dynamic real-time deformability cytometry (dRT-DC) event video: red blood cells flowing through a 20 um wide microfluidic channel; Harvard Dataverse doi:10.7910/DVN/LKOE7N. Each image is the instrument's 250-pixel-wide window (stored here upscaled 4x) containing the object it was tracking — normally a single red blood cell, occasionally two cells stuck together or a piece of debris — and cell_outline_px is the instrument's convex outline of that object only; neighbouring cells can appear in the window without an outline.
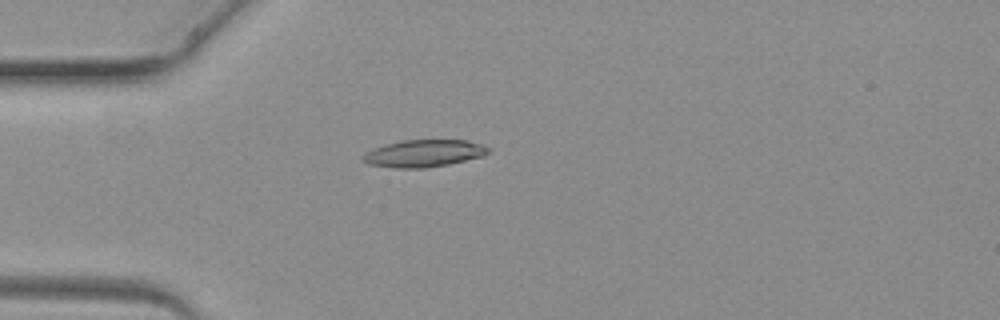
{"species": "common noctule bat (a hibernating species)", "species_latin": "Nyctalus noctula", "temperature_condition": "warm", "stored_images_in_passage": 3, "camera_frame_rate_fps": 3000, "um_per_image_px": 0.085, "animal": {"sex": "female", "body_mass_g": 19.3, "forearm_length_mm": 54.1}, "frame": {"image": 1, "passage_image": 3, "time_ms": 3.333, "image_size_px": [1000, 320], "cell_outline_px": [[492, 148], [484, 156], [448, 164], [424, 168], [396, 168], [368, 164], [360, 160], [360, 156], [364, 152], [372, 148], [384, 144], [400, 140], [468, 140], [484, 144]], "centroid_in_image_um": [36.0, 13.02], "position_along_channel_um": 49.0, "area_um2": 20.29}}